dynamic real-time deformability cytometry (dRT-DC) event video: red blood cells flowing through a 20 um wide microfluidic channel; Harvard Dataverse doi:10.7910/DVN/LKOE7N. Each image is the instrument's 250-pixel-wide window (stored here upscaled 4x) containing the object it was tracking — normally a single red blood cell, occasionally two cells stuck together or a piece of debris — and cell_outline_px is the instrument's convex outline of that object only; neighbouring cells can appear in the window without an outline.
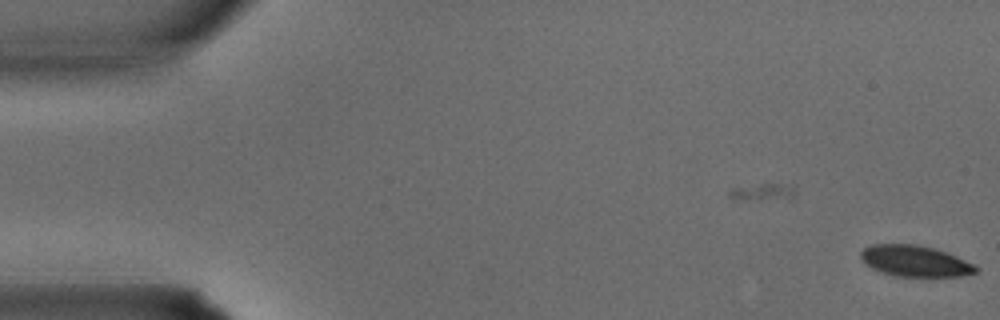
{"species": "common noctule bat (a hibernating species)", "species_latin": "Nyctalus noctula", "temperature_condition": "warm", "stored_images_in_passage": 4, "camera_frame_rate_fps": 3000, "um_per_image_px": 0.085, "animal": {"sex": "male", "body_mass_g": 15.6}, "frame": {"image": 1, "passage_image": 4, "time_ms": 1.0, "image_size_px": [1000, 320], "cell_outline_px": [[980, 272], [960, 276], [896, 276], [880, 272], [864, 264], [860, 256], [860, 252], [864, 248], [872, 244], [916, 244], [948, 252], [980, 268]], "centroid_in_image_um": [77.76, 22.19], "position_along_channel_um": 7.2, "area_um2": 20.92}}